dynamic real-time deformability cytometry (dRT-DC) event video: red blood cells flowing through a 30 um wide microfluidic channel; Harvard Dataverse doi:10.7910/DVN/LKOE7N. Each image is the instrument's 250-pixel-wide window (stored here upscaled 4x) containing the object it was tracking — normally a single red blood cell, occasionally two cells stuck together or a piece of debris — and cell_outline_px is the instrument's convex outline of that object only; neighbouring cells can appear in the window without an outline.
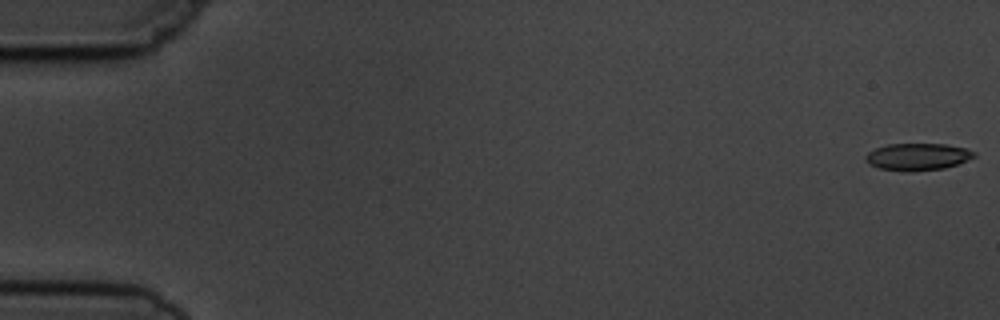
{"species": "common noctule bat (a hibernating species)", "species_latin": "Nyctalus noctula", "temperature_condition": "cold", "stored_images_in_passage": 10, "camera_frame_rate_fps": 3000, "um_per_image_px": 0.085, "animal": {"sex": "male", "body_mass_g": 19.5, "forearm_length_mm": 54.6}, "frame": {"image": 1, "passage_image": 1, "time_ms": 0.0, "image_size_px": [1000, 320], "cell_outline_px": [[976, 156], [956, 164], [944, 168], [912, 172], [908, 172], [880, 168], [868, 164], [864, 160], [864, 156], [868, 152], [876, 148], [888, 144], [944, 144], [964, 148], [976, 152]], "centroid_in_image_um": [77.96, 13.33], "position_along_channel_um": 7.0, "area_um2": 17.11}}
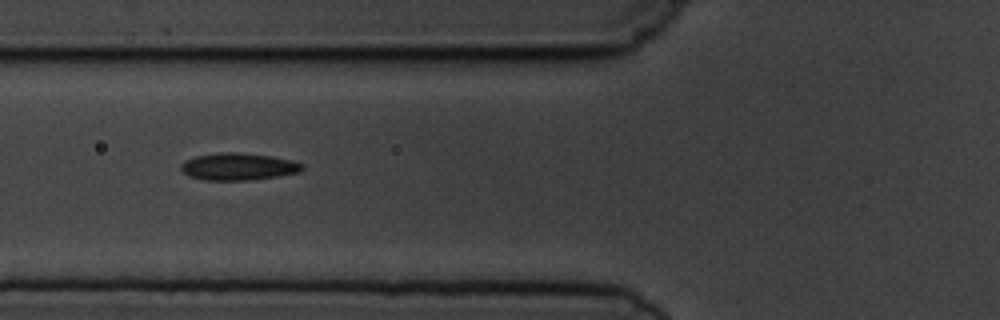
{"frame": {"image": 2, "passage_image": 6, "time_ms": 6.667, "image_size_px": [1000, 320], "cell_outline_px": [[304, 168], [300, 172], [276, 176], [248, 180], [204, 180], [188, 176], [180, 168], [180, 164], [184, 160], [196, 156], [220, 152], [236, 152], [272, 156], [292, 160], [304, 164]], "centroid_in_image_um": [20.24, 14.15], "position_along_channel_um": 105.6, "area_um2": 19.25}}
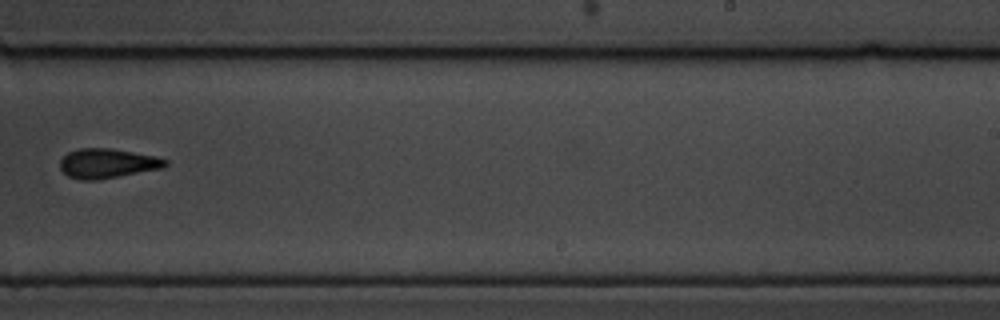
{"frame": {"image": 3, "passage_image": 10, "time_ms": 11.333, "image_size_px": [1000, 320], "cell_outline_px": [[168, 164], [164, 168], [96, 180], [80, 180], [68, 176], [60, 168], [60, 160], [68, 152], [80, 148], [112, 148], [156, 156], [168, 160]], "centroid_in_image_um": [9.14, 13.88], "position_along_channel_um": 279.9, "area_um2": 18.21}}